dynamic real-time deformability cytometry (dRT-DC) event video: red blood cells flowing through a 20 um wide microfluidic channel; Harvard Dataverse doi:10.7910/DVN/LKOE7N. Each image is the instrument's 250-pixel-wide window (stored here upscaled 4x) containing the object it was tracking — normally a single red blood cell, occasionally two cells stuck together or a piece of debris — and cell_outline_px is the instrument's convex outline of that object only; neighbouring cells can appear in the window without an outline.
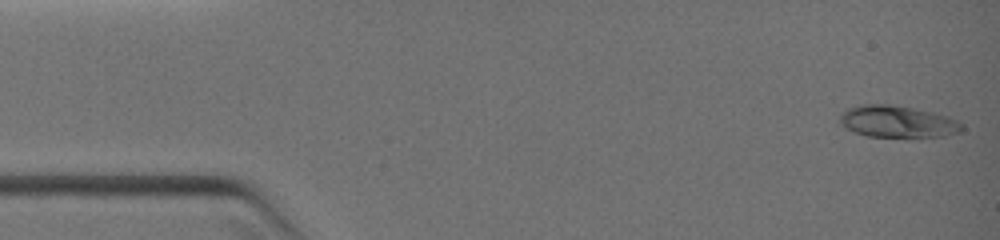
{"species": "common noctule bat (a hibernating species)", "species_latin": "Nyctalus noctula", "temperature_condition": "warm", "stored_images_in_passage": 38, "camera_frame_rate_fps": 3000, "um_per_image_px": 0.085, "animal": {"sex": "female", "body_mass_g": 19.0, "forearm_length_mm": 51.5}, "frame": {"image": 1, "passage_image": 1, "time_ms": 0.0, "image_size_px": [1000, 240], "cell_outline_px": [[964, 128], [944, 136], [868, 136], [856, 132], [840, 124], [840, 116], [848, 108], [856, 104], [892, 104], [932, 112], [948, 116], [956, 120]], "centroid_in_image_um": [76.24, 10.31], "position_along_channel_um": 8.8, "area_um2": 22.14}}
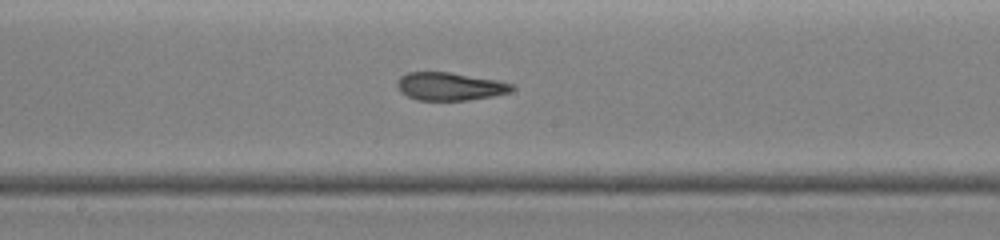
{"frame": {"image": 2, "passage_image": 20, "time_ms": 6.0, "image_size_px": [1000, 240], "cell_outline_px": [[516, 88], [508, 92], [492, 96], [468, 100], [416, 100], [400, 92], [396, 88], [396, 80], [400, 76], [408, 72], [452, 72], [496, 80], [516, 84]], "centroid_in_image_um": [38.21, 7.34], "position_along_channel_um": 210.0, "area_um2": 18.9}}
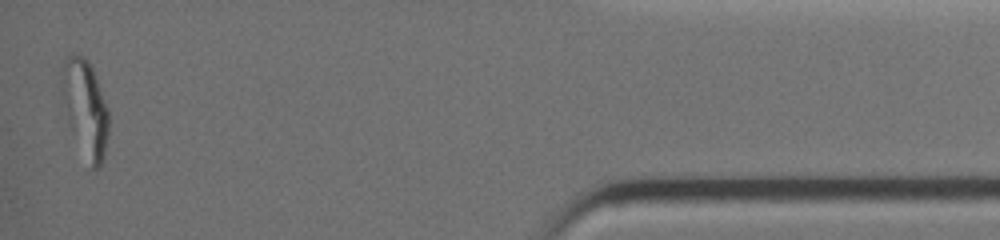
{"frame": {"image": 3, "passage_image": 38, "time_ms": 11.333, "image_size_px": [1000, 240], "cell_outline_px": [[108, 136], [104, 156], [100, 168], [92, 168], [72, 132], [68, 116], [64, 68], [64, 60], [68, 56], [76, 52], [84, 56], [88, 60], [92, 68], [108, 108]], "centroid_in_image_um": [7.34, 9.23], "position_along_channel_um": 427.9, "area_um2": 24.91}}